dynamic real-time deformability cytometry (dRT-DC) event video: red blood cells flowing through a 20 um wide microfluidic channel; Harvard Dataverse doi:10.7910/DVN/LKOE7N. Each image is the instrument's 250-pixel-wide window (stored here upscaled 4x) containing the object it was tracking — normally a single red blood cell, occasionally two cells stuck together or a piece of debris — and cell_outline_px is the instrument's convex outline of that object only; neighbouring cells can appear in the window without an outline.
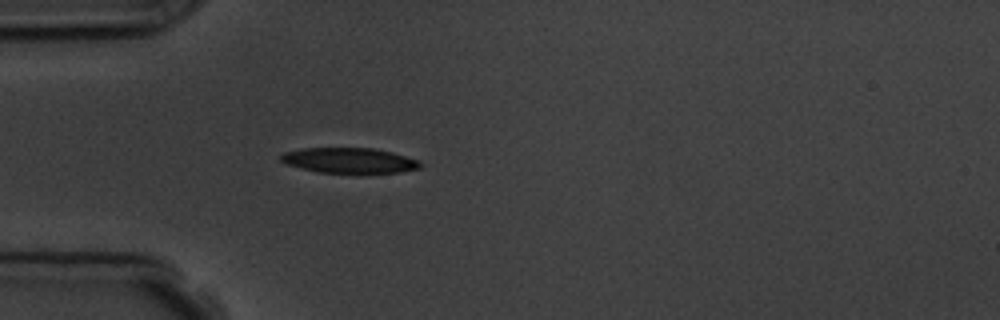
{"species": "common noctule bat (a hibernating species)", "species_latin": "Nyctalus noctula", "temperature_condition": "room temperature", "stored_images_in_passage": 3, "camera_frame_rate_fps": 3000, "um_per_image_px": 0.085, "animal": {"sex": "male", "body_mass_g": 19.5, "forearm_length_mm": 54.6}, "frame": {"image": 1, "passage_image": 3, "time_ms": 2.333, "image_size_px": [1000, 320], "cell_outline_px": [[424, 164], [420, 168], [400, 172], [360, 176], [316, 172], [284, 164], [280, 160], [280, 156], [284, 152], [304, 148], [372, 148], [392, 152], [416, 160]], "centroid_in_image_um": [29.69, 13.69], "position_along_channel_um": 55.3, "area_um2": 21.56}}